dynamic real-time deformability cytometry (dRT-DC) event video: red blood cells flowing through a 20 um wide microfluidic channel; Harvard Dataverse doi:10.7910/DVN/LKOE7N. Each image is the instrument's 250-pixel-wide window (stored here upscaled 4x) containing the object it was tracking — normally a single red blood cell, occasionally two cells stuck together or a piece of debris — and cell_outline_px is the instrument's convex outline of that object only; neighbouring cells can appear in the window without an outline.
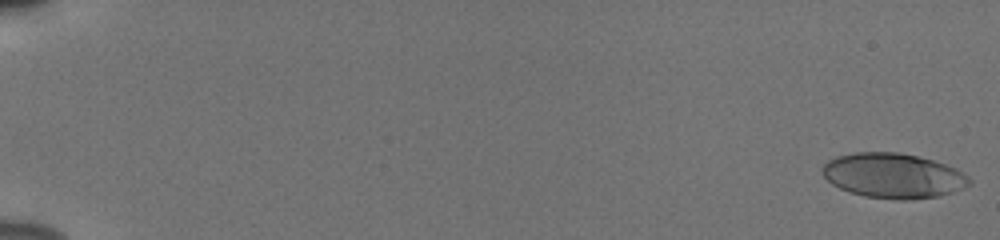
{"species": "human", "species_latin": "Homo sapiens", "temperature_condition": "cold", "stored_images_in_passage": 55, "camera_frame_rate_fps": 3000, "um_per_image_px": 0.085, "donor": {"sex": "male"}, "frame": {"image": 1, "passage_image": 1, "time_ms": 0.0, "image_size_px": [1000, 240], "cell_outline_px": [[972, 184], [964, 188], [940, 196], [904, 200], [900, 200], [864, 196], [840, 188], [832, 184], [824, 176], [820, 168], [828, 160], [836, 156], [856, 152], [900, 152], [932, 160], [956, 168], [964, 172], [972, 180]], "centroid_in_image_um": [75.94, 14.93], "position_along_channel_um": 9.1, "area_um2": 38.55}}
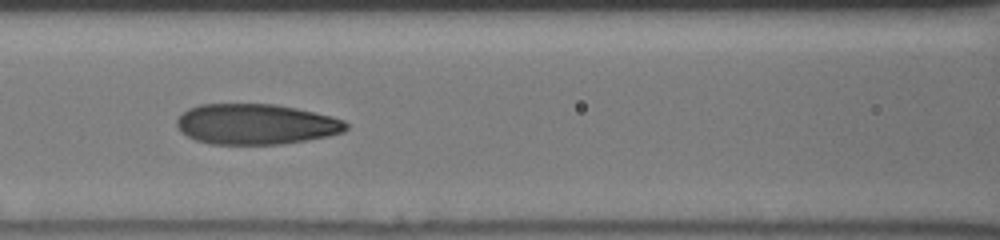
{"frame": {"image": 2, "passage_image": 27, "time_ms": 8.667, "image_size_px": [1000, 240], "cell_outline_px": [[348, 128], [344, 132], [328, 136], [280, 144], [212, 144], [196, 140], [180, 132], [176, 124], [176, 120], [188, 108], [200, 104], [276, 104], [296, 108], [332, 116], [344, 120], [348, 124]], "centroid_in_image_um": [21.75, 10.55], "position_along_channel_um": 144.8, "area_um2": 40.0}}
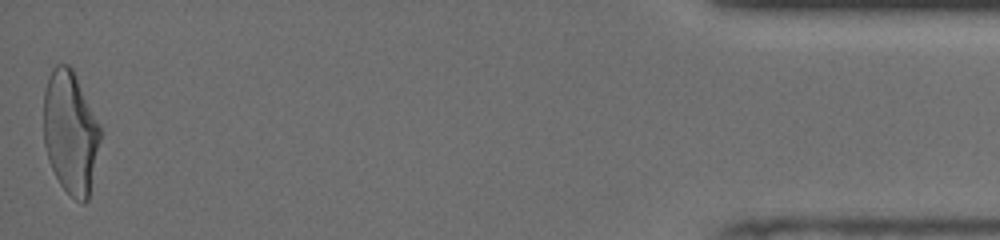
{"frame": {"image": 3, "passage_image": 55, "time_ms": 18.0, "image_size_px": [1000, 240], "cell_outline_px": [[100, 140], [88, 200], [84, 204], [76, 200], [60, 184], [48, 160], [44, 144], [44, 92], [48, 76], [52, 68], [56, 64], [68, 64], [72, 68], [100, 124]], "centroid_in_image_um": [5.98, 11.23], "position_along_channel_um": 429.2, "area_um2": 40.46}, "authors_computed_cell_mechanics": {"area_um2": 39.4774, "velocity_mm_per_s": 3.8573, "shape_relaxation_time_tau1_ms": 4.4212, "shape_relaxation_time_tau2_ms": 0.9683, "deformation_change_tau1": 0.1722, "deformation_change_tau2": 0.0825}}